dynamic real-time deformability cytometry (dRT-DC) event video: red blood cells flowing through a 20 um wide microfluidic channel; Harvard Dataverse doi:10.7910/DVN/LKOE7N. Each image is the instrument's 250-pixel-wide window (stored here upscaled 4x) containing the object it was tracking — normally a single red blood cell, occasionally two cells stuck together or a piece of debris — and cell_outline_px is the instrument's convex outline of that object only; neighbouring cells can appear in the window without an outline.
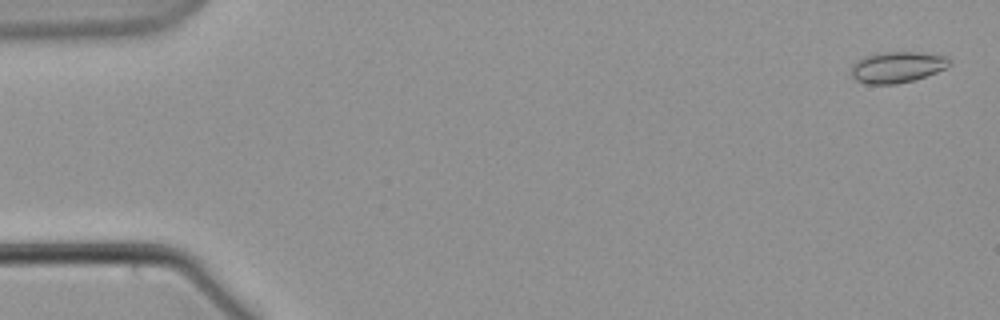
{"species": "common noctule bat (a hibernating species)", "species_latin": "Nyctalus noctula", "temperature_condition": "warm", "stored_images_in_passage": 19, "camera_frame_rate_fps": 3000, "um_per_image_px": 0.085, "animal": {"sex": "male", "body_mass_g": 21.5, "forearm_length_mm": 52.0}, "frame": {"image": 1, "passage_image": 2, "time_ms": 0.333, "image_size_px": [1000, 320], "cell_outline_px": [[952, 64], [948, 68], [912, 80], [896, 84], [868, 84], [856, 80], [852, 76], [852, 64], [856, 60], [864, 56], [880, 52], [920, 52], [948, 56], [952, 60]], "centroid_in_image_um": [76.29, 5.69], "position_along_channel_um": 8.7, "area_um2": 17.98}}
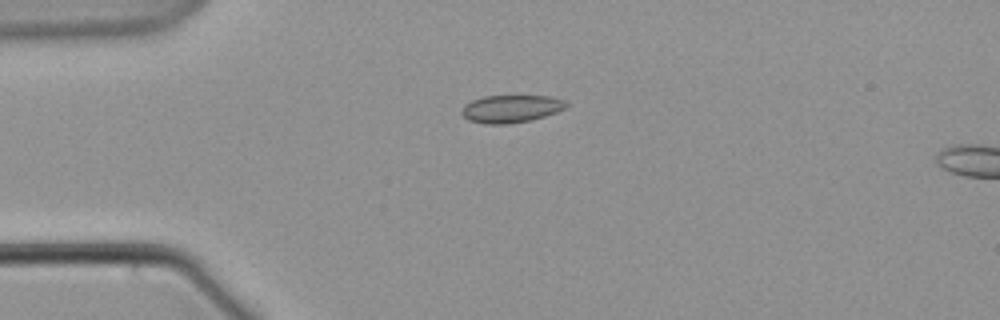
{"frame": {"image": 2, "passage_image": 15, "time_ms": 4.667, "image_size_px": [1000, 320], "cell_outline_px": [[568, 104], [564, 108], [556, 112], [544, 116], [528, 120], [508, 124], [484, 124], [468, 120], [460, 112], [464, 104], [472, 100], [484, 96], [548, 96], [564, 100]], "centroid_in_image_um": [43.39, 9.24], "position_along_channel_um": 41.6, "area_um2": 16.7}}